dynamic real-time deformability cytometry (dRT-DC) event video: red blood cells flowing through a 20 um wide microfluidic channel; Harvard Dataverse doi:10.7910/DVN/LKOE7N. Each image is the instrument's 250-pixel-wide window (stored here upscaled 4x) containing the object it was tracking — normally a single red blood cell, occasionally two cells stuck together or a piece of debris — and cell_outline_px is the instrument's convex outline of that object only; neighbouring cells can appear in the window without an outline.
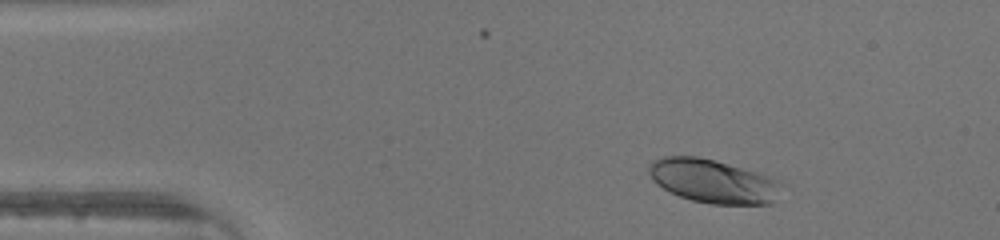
{"species": "human", "species_latin": "Homo sapiens", "temperature_condition": "warm", "stored_images_in_passage": 44, "camera_frame_rate_fps": 3000, "um_per_image_px": 0.085, "donor": {"sex": "male"}, "frame": {"image": 1, "passage_image": 4, "time_ms": 1.0, "image_size_px": [1000, 240], "cell_outline_px": [[772, 204], [712, 204], [692, 200], [680, 196], [656, 184], [652, 180], [648, 172], [648, 164], [652, 160], [664, 156], [696, 156], [712, 160], [740, 168], [764, 176], [772, 180]], "centroid_in_image_um": [60.36, 15.38], "position_along_channel_um": 24.6, "area_um2": 32.08}}
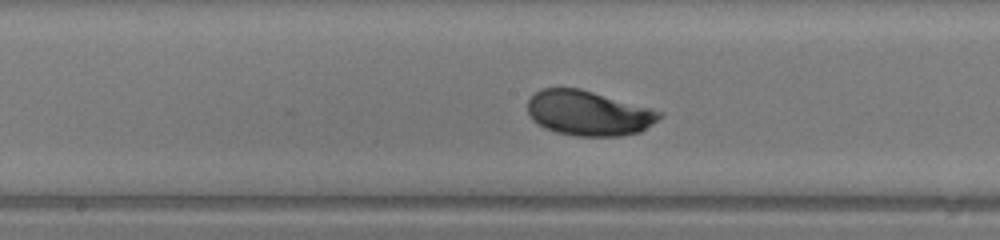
{"frame": {"image": 2, "passage_image": 21, "time_ms": 6.667, "image_size_px": [1000, 240], "cell_outline_px": [[664, 116], [640, 132], [620, 136], [576, 136], [556, 132], [544, 128], [532, 120], [528, 112], [528, 100], [540, 88], [580, 88], [652, 108], [664, 112]], "centroid_in_image_um": [50.04, 9.62], "position_along_channel_um": 198.2, "area_um2": 34.74}}
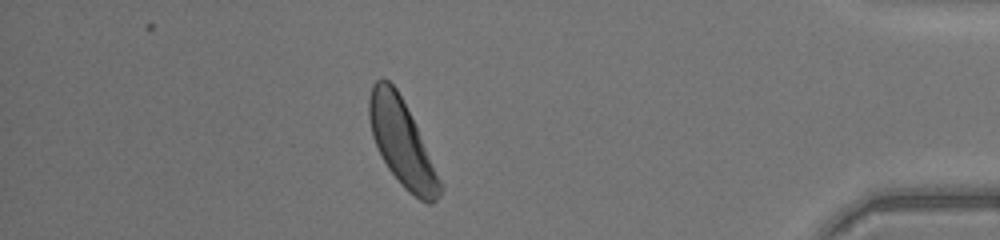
{"frame": {"image": 3, "passage_image": 38, "time_ms": 12.333, "image_size_px": [1000, 240], "cell_outline_px": [[444, 188], [440, 196], [432, 204], [428, 204], [420, 200], [408, 192], [404, 188], [388, 168], [380, 156], [372, 136], [368, 116], [368, 96], [372, 84], [376, 80], [388, 80], [396, 88], [444, 184]], "centroid_in_image_um": [34.16, 12.2], "position_along_channel_um": 401.0, "area_um2": 35.26}}